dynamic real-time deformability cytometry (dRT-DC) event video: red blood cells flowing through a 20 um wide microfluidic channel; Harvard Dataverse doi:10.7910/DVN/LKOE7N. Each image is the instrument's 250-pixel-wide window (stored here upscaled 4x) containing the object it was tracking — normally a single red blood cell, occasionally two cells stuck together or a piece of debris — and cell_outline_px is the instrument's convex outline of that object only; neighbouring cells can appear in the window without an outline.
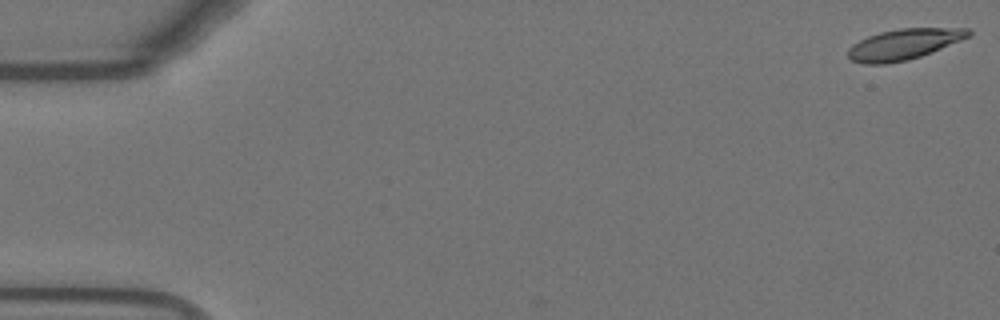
{"species": "Egyptian fruit bat (a non-hibernating species)", "species_latin": "Rousettus aegyptiacus", "temperature_condition": "warm", "stored_images_in_passage": 47, "camera_frame_rate_fps": 3000, "um_per_image_px": 0.085, "animal": {"sex": "female"}, "frame": {"image": 1, "passage_image": 1, "time_ms": 0.0, "image_size_px": [1000, 320], "cell_outline_px": [[972, 32], [968, 36], [940, 48], [920, 56], [908, 60], [884, 64], [864, 64], [852, 60], [848, 56], [848, 48], [852, 44], [868, 36], [880, 32], [900, 28], [968, 28]], "centroid_in_image_um": [76.77, 3.76], "position_along_channel_um": 8.2, "area_um2": 21.21}}
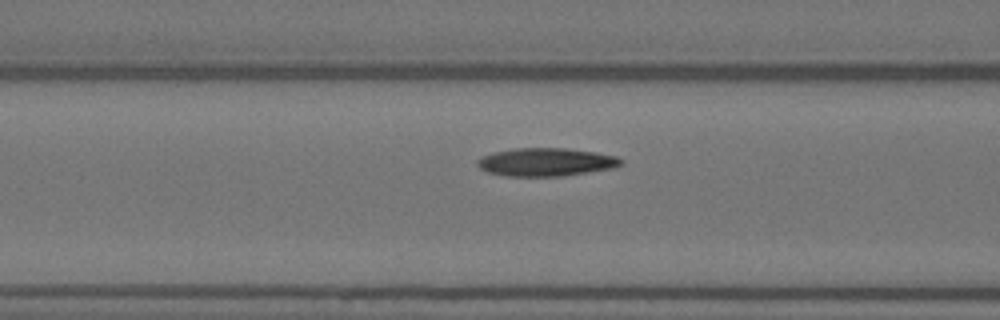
{"frame": {"image": 2, "passage_image": 22, "time_ms": 7.0, "image_size_px": [1000, 320], "cell_outline_px": [[624, 164], [616, 168], [560, 176], [508, 176], [488, 172], [480, 168], [476, 164], [476, 160], [492, 152], [516, 148], [564, 148], [596, 152], [616, 156], [624, 160]], "centroid_in_image_um": [46.45, 13.77], "position_along_channel_um": 120.2, "area_um2": 23.64}}
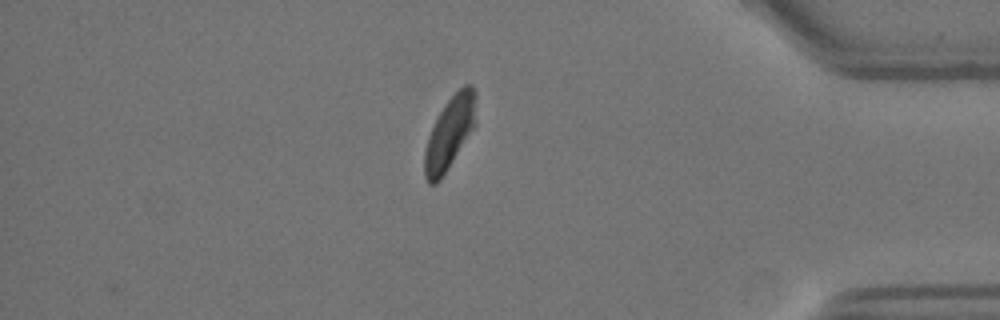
{"frame": {"image": 3, "passage_image": 47, "time_ms": 15.333, "image_size_px": [1000, 320], "cell_outline_px": [[476, 124], [440, 180], [436, 184], [428, 184], [424, 176], [424, 152], [428, 136], [444, 104], [464, 84], [472, 84], [476, 92]], "centroid_in_image_um": [38.23, 11.29], "position_along_channel_um": 397.0, "area_um2": 21.62}, "authors_computed_cell_mechanics": {"area_um2": 23.409, "velocity_mm_per_s": 3.7033, "shape_relaxation_time_tau1_ms": 7.1633, "shape_relaxation_time_tau2_ms": 2.2502, "deformation_change_tau1": 0.1983, "deformation_change_tau2": 0.0803}}